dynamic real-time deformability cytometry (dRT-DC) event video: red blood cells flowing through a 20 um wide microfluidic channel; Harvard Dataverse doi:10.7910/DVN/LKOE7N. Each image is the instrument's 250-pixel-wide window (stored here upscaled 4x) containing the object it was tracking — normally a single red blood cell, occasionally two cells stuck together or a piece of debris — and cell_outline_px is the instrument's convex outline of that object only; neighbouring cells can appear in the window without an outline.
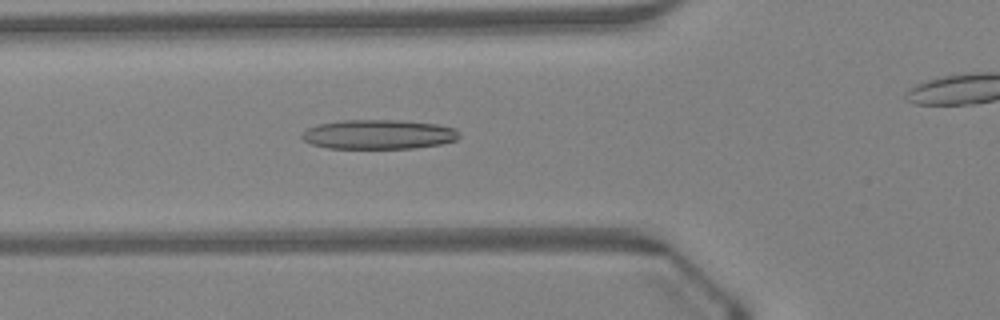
{"species": "Egyptian fruit bat (a non-hibernating species)", "species_latin": "Rousettus aegyptiacus", "temperature_condition": "warm", "stored_images_in_passage": 31, "camera_frame_rate_fps": 3000, "um_per_image_px": 0.085, "animal": {"sex": "female"}, "frame": {"image": 1, "passage_image": 9, "time_ms": 2.667, "image_size_px": [1000, 320], "cell_outline_px": [[460, 136], [456, 140], [440, 144], [412, 148], [328, 148], [312, 144], [304, 140], [300, 136], [308, 128], [316, 124], [340, 120], [400, 120], [436, 124], [456, 128], [460, 132]], "centroid_in_image_um": [32.19, 11.41], "position_along_channel_um": 93.6, "area_um2": 27.05}}
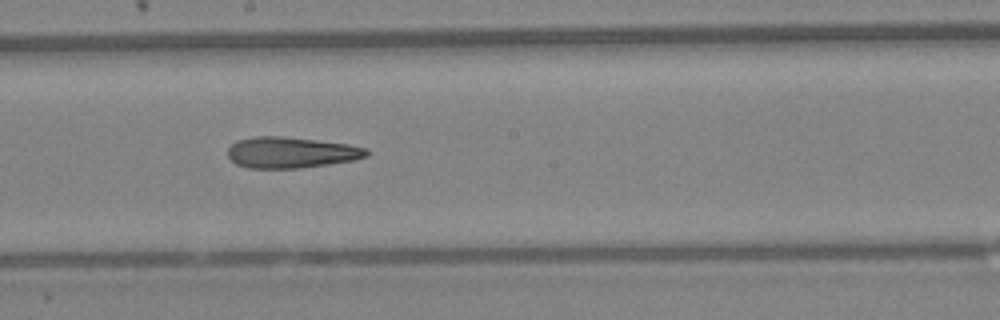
{"frame": {"image": 2, "passage_image": 18, "time_ms": 5.667, "image_size_px": [1000, 320], "cell_outline_px": [[368, 156], [352, 160], [328, 164], [300, 168], [248, 168], [236, 164], [228, 156], [228, 148], [236, 140], [256, 136], [284, 136], [348, 144], [368, 148]], "centroid_in_image_um": [24.72, 12.95], "position_along_channel_um": 223.5, "area_um2": 25.09}}
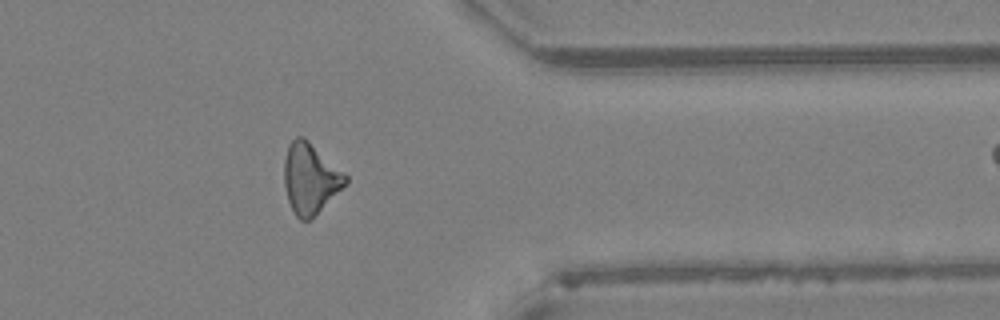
{"frame": {"image": 3, "passage_image": 30, "time_ms": 9.667, "image_size_px": [1000, 320], "cell_outline_px": [[348, 184], [312, 220], [300, 220], [296, 216], [288, 200], [284, 184], [284, 160], [288, 144], [296, 136], [304, 136], [344, 172], [348, 176]], "centroid_in_image_um": [26.39, 15.18], "position_along_channel_um": 385.0, "area_um2": 25.61}}